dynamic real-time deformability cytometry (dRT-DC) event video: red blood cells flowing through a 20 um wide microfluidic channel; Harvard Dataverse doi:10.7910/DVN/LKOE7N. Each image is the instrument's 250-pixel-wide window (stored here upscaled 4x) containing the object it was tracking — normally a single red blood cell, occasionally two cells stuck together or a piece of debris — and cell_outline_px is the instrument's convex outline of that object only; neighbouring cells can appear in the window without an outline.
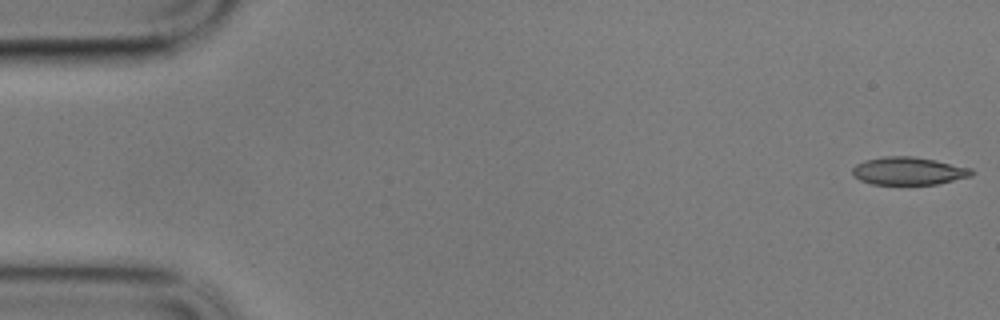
{"species": "common noctule bat (a hibernating species)", "species_latin": "Nyctalus noctula", "temperature_condition": "cold", "stored_images_in_passage": 58, "camera_frame_rate_fps": 3000, "um_per_image_px": 0.085, "animal": {"sex": "male", "body_mass_g": 17.9}, "frame": {"image": 1, "passage_image": 1, "time_ms": 0.0, "image_size_px": [1000, 320], "cell_outline_px": [[976, 172], [972, 176], [936, 184], [872, 184], [860, 180], [852, 172], [852, 168], [856, 164], [864, 160], [884, 156], [912, 156], [936, 160], [972, 168]], "centroid_in_image_um": [77.25, 14.52], "position_along_channel_um": 7.7, "area_um2": 19.36}}
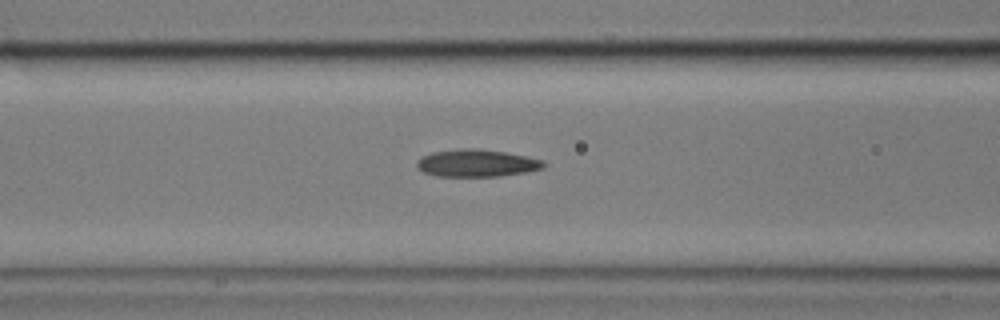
{"frame": {"image": 2, "passage_image": 23, "time_ms": 7.333, "image_size_px": [1000, 320], "cell_outline_px": [[548, 164], [544, 168], [524, 172], [500, 176], [436, 176], [424, 172], [416, 168], [416, 160], [420, 156], [432, 152], [460, 148], [480, 148], [528, 156], [544, 160]], "centroid_in_image_um": [40.51, 13.85], "position_along_channel_um": 126.1, "area_um2": 20.52}}
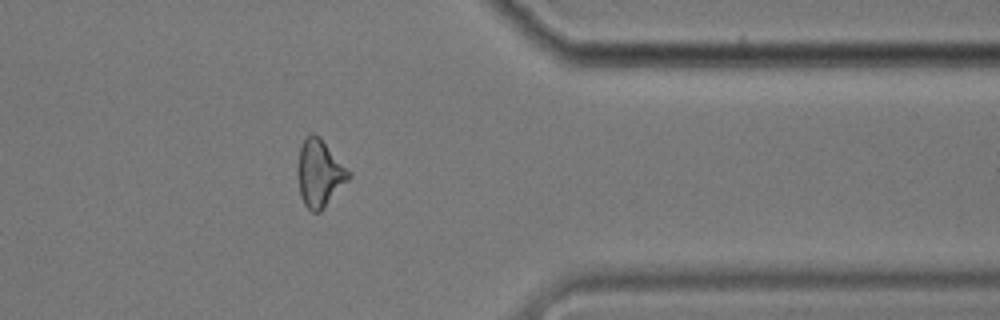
{"frame": {"image": 3, "passage_image": 47, "time_ms": 15.333, "image_size_px": [1000, 320], "cell_outline_px": [[352, 176], [324, 208], [320, 212], [312, 212], [304, 204], [300, 196], [296, 172], [296, 168], [300, 148], [304, 136], [312, 132], [320, 136], [352, 172]], "centroid_in_image_um": [27.15, 14.69], "position_along_channel_um": 384.2, "area_um2": 20.52}, "authors_computed_cell_mechanics": {"area_um2": 19.9988, "velocity_mm_per_s": 3.4023, "shape_relaxation_time_tau1_ms": null, "shape_relaxation_time_tau2_ms": 9.5088, "deformation_change_tau1": null, "deformation_change_tau2": 0.2104}}